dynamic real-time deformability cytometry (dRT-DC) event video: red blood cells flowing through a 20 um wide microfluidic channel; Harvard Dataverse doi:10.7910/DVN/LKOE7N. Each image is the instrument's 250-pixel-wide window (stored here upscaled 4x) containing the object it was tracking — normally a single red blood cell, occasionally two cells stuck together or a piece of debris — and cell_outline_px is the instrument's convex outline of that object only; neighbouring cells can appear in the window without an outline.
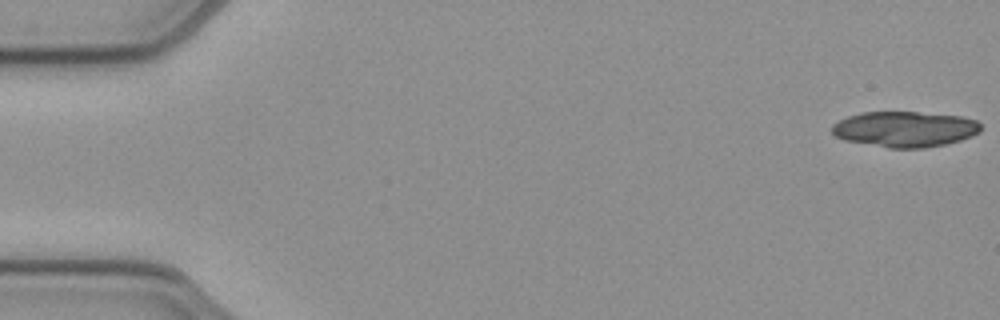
{"species": "common noctule bat (a hibernating species)", "species_latin": "Nyctalus noctula", "temperature_condition": "cold", "stored_images_in_passage": 12, "camera_frame_rate_fps": 3000, "um_per_image_px": 0.085, "animal": {"sex": "female", "body_mass_g": 21.9}, "frame": {"image": 1, "passage_image": 1, "time_ms": 0.0, "image_size_px": [1000, 320], "cell_outline_px": [[980, 132], [972, 136], [960, 140], [944, 144], [924, 148], [888, 148], [844, 140], [836, 136], [832, 132], [832, 124], [848, 116], [860, 112], [916, 112], [964, 116], [976, 120], [980, 124]], "centroid_in_image_um": [76.91, 10.97], "position_along_channel_um": 8.1, "area_um2": 30.98}}